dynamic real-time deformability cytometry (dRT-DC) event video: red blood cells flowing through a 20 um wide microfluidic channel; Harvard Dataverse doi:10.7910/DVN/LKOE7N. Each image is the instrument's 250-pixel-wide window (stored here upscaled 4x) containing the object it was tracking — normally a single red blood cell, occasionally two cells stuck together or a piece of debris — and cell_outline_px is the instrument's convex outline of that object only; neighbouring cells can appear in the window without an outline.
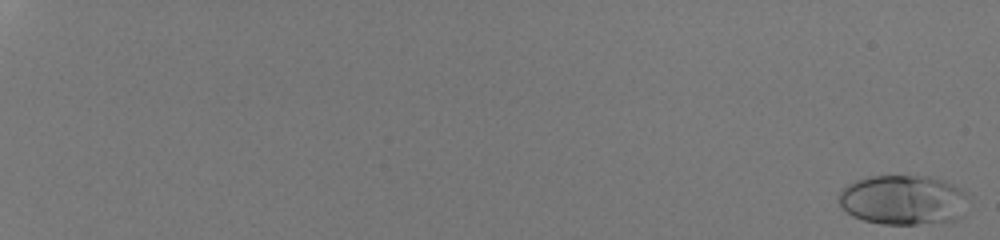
{"species": "human", "species_latin": "Homo sapiens", "temperature_condition": "room temperature", "stored_images_in_passage": 51, "camera_frame_rate_fps": 3000, "um_per_image_px": 0.085, "donor": {"sex": "male"}, "frame": {"image": 1, "passage_image": 1, "time_ms": 0.0, "image_size_px": [1000, 240], "cell_outline_px": [[968, 196], [964, 216], [956, 220], [916, 224], [884, 224], [864, 220], [852, 216], [840, 204], [840, 192], [848, 184], [856, 180], [868, 176], [928, 176], [944, 180], [968, 192]], "centroid_in_image_um": [76.83, 16.99], "position_along_channel_um": 8.2, "area_um2": 37.74}}
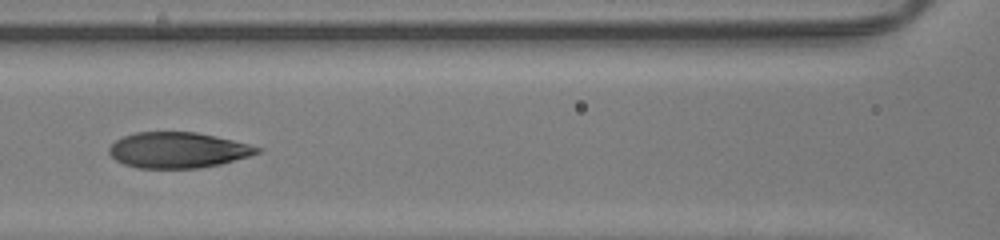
{"frame": {"image": 2, "passage_image": 31, "time_ms": 10.0, "image_size_px": [1000, 240], "cell_outline_px": [[264, 148], [260, 152], [248, 156], [220, 164], [200, 168], [136, 168], [124, 164], [116, 160], [108, 152], [108, 148], [116, 140], [124, 136], [136, 132], [196, 132], [216, 136]], "centroid_in_image_um": [15.11, 12.76], "position_along_channel_um": 151.5, "area_um2": 30.75}}
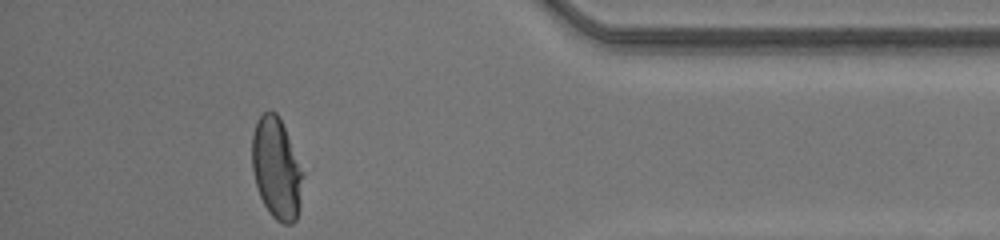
{"frame": {"image": 3, "passage_image": 51, "time_ms": 16.667, "image_size_px": [1000, 240], "cell_outline_px": [[304, 172], [300, 208], [296, 220], [292, 224], [284, 224], [276, 220], [272, 216], [264, 204], [260, 196], [256, 184], [252, 168], [252, 136], [256, 120], [268, 108], [276, 112], [280, 116]], "centroid_in_image_um": [23.52, 14.29], "position_along_channel_um": 411.7, "area_um2": 30.46}, "authors_computed_cell_mechanics": {"area_um2": 32.4836, "velocity_mm_per_s": 4.2388, "shape_relaxation_time_tau1_ms": 4.7585, "shape_relaxation_time_tau2_ms": 0.761, "deformation_change_tau1": 0.2338, "deformation_change_tau2": 0.0635}}